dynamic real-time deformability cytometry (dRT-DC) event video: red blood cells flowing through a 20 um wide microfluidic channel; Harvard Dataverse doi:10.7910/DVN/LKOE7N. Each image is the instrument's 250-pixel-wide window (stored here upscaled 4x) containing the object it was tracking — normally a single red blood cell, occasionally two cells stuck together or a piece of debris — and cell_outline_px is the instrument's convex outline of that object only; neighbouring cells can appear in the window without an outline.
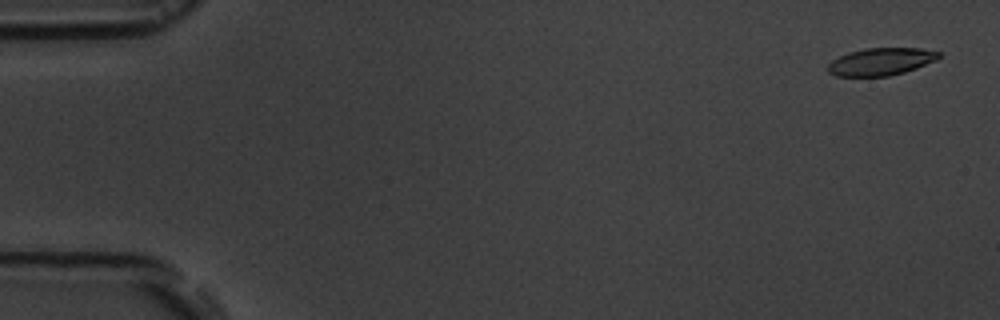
{"species": "common noctule bat (a hibernating species)", "species_latin": "Nyctalus noctula", "temperature_condition": "room temperature", "stored_images_in_passage": 5, "camera_frame_rate_fps": 3000, "um_per_image_px": 0.085, "animal": {"sex": "male", "body_mass_g": 19.5, "forearm_length_mm": 54.6}, "frame": {"image": 1, "passage_image": 1, "time_ms": 0.0, "image_size_px": [1000, 320], "cell_outline_px": [[940, 56], [936, 60], [916, 68], [904, 72], [888, 76], [836, 76], [828, 72], [828, 64], [832, 60], [848, 52], [864, 48], [920, 48], [940, 52]], "centroid_in_image_um": [74.86, 5.23], "position_along_channel_um": 10.1, "area_um2": 17.69}}
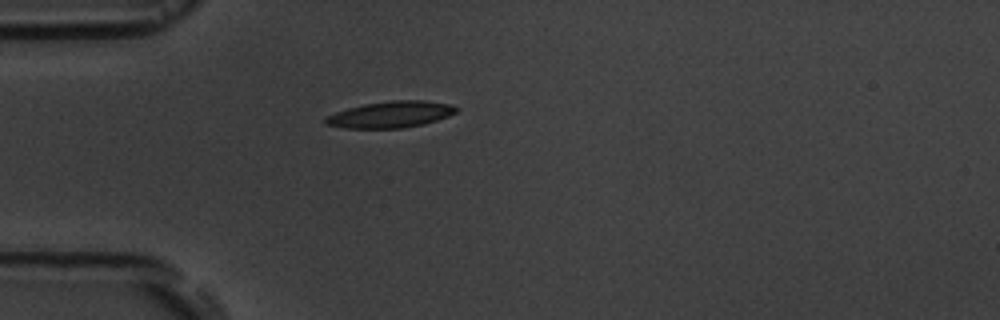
{"frame": {"image": 2, "passage_image": 5, "time_ms": 4.667, "image_size_px": [1000, 320], "cell_outline_px": [[460, 108], [456, 112], [448, 116], [424, 124], [400, 128], [344, 128], [324, 124], [324, 120], [328, 116], [336, 112], [348, 108], [364, 104], [392, 100], [424, 100], [452, 104]], "centroid_in_image_um": [33.23, 9.72], "position_along_channel_um": 51.8, "area_um2": 20.11}}